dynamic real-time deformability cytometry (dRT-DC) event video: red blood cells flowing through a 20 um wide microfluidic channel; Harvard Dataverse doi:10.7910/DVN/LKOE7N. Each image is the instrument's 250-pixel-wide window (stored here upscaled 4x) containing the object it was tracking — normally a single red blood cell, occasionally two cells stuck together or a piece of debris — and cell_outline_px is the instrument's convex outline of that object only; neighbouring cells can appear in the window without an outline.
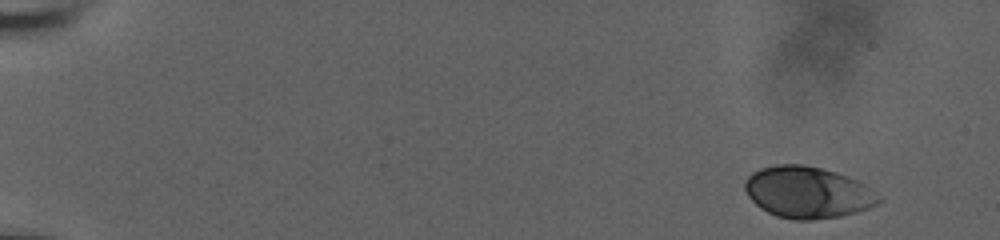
{"species": "human", "species_latin": "Homo sapiens", "temperature_condition": "room temperature", "stored_images_in_passage": 14, "camera_frame_rate_fps": 3000, "um_per_image_px": 0.085, "donor": {"sex": "male"}, "frame": {"image": 1, "passage_image": 1, "time_ms": 0.0, "image_size_px": [1000, 240], "cell_outline_px": [[884, 200], [880, 204], [856, 212], [840, 216], [812, 220], [792, 220], [776, 216], [760, 208], [748, 196], [744, 188], [744, 180], [752, 172], [760, 168], [776, 164], [804, 164], [836, 172], [848, 176], [864, 184], [880, 196]], "centroid_in_image_um": [68.64, 16.35], "position_along_channel_um": 16.4, "area_um2": 40.52}}
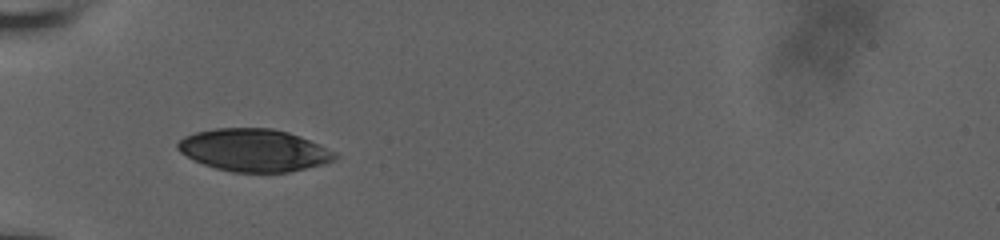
{"frame": {"image": 2, "passage_image": 12, "time_ms": 3.667, "image_size_px": [1000, 240], "cell_outline_px": [[340, 156], [324, 164], [288, 172], [232, 172], [216, 168], [204, 164], [180, 152], [176, 148], [176, 144], [184, 136], [196, 132], [216, 128], [272, 128], [288, 132], [300, 136], [336, 152]], "centroid_in_image_um": [21.6, 12.76], "position_along_channel_um": 63.4, "area_um2": 38.73}}
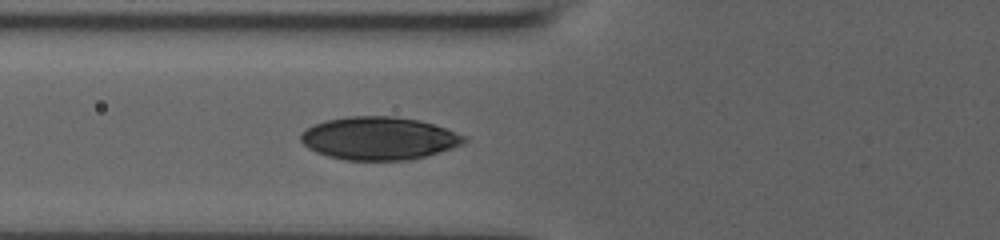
{"frame": {"image": 3, "passage_image": 14, "time_ms": 4.333, "image_size_px": [1000, 240], "cell_outline_px": [[468, 140], [452, 148], [424, 156], [408, 160], [344, 160], [328, 156], [316, 152], [308, 148], [300, 140], [300, 132], [324, 120], [348, 116], [396, 116], [420, 120], [468, 136]], "centroid_in_image_um": [32.19, 11.75], "position_along_channel_um": 93.6, "area_um2": 40.86}}